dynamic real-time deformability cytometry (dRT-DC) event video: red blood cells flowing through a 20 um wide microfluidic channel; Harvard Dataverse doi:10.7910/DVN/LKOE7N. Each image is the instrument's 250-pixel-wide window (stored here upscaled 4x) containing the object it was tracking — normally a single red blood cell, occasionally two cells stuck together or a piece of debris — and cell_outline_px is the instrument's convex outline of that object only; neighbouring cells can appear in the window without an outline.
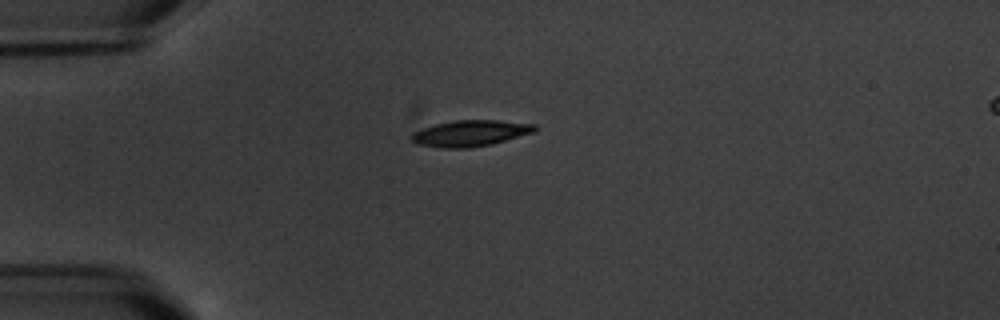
{"species": "common noctule bat (a hibernating species)", "species_latin": "Nyctalus noctula", "temperature_condition": "warm", "stored_images_in_passage": 2, "camera_frame_rate_fps": 3000, "um_per_image_px": 0.085, "animal": {"sex": "male", "body_mass_g": 20.1, "forearm_length_mm": 53.5}, "frame": {"image": 1, "passage_image": 1, "time_ms": 0.0, "image_size_px": [1000, 320], "cell_outline_px": [[536, 132], [492, 144], [468, 148], [440, 148], [416, 144], [408, 136], [412, 132], [420, 128], [436, 124], [456, 120], [500, 120], [536, 124]], "centroid_in_image_um": [39.96, 11.33], "position_along_channel_um": 45.0, "area_um2": 19.07}}